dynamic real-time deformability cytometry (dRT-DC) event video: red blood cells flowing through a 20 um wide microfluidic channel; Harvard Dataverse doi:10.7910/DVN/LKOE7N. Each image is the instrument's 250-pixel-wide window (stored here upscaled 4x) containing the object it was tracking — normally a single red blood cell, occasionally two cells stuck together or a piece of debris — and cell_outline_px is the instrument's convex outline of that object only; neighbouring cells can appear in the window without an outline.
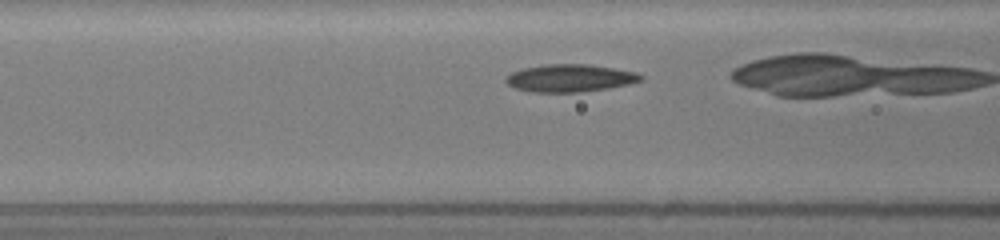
{"species": "common noctule bat (a hibernating species)", "species_latin": "Nyctalus noctula", "temperature_condition": "room temperature", "stored_images_in_passage": 7, "camera_frame_rate_fps": 3000, "um_per_image_px": 0.085, "animal": {"sex": "female", "body_mass_g": 19.5, "forearm_length_mm": 54.1}, "frame": {"image": 1, "passage_image": 5, "time_ms": 1.333, "image_size_px": [1000, 240], "cell_outline_px": [[644, 80], [628, 84], [608, 88], [580, 92], [532, 92], [516, 88], [508, 84], [504, 80], [512, 72], [524, 68], [544, 64], [588, 64], [636, 72], [644, 76]], "centroid_in_image_um": [48.47, 6.64], "position_along_channel_um": 118.1, "area_um2": 21.56}}